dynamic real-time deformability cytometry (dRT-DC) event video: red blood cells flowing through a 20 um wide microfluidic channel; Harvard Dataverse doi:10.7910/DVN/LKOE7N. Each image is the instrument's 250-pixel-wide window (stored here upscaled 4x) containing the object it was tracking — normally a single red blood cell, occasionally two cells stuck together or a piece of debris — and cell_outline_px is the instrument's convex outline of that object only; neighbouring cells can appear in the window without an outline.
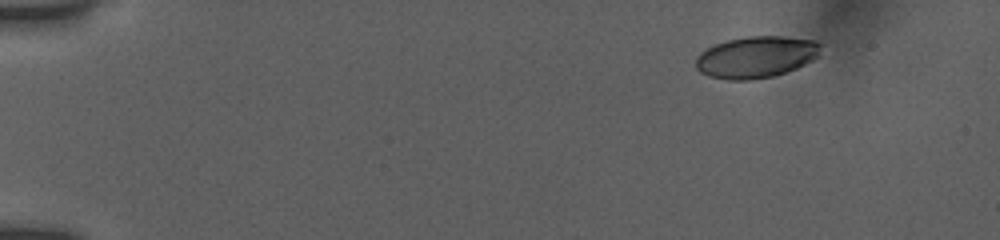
{"species": "human", "species_latin": "Homo sapiens", "temperature_condition": "room temperature", "stored_images_in_passage": 32, "camera_frame_rate_fps": 3000, "um_per_image_px": 0.085, "donor": {"sex": "female"}, "frame": {"image": 1, "passage_image": 1, "time_ms": 0.0, "image_size_px": [1000, 240], "cell_outline_px": [[820, 44], [816, 56], [812, 60], [796, 68], [772, 76], [748, 80], [728, 80], [708, 76], [700, 72], [696, 68], [696, 56], [700, 52], [716, 44], [728, 40], [748, 36], [784, 36], [816, 40]], "centroid_in_image_um": [64.23, 4.84], "position_along_channel_um": 20.8, "area_um2": 30.06}}
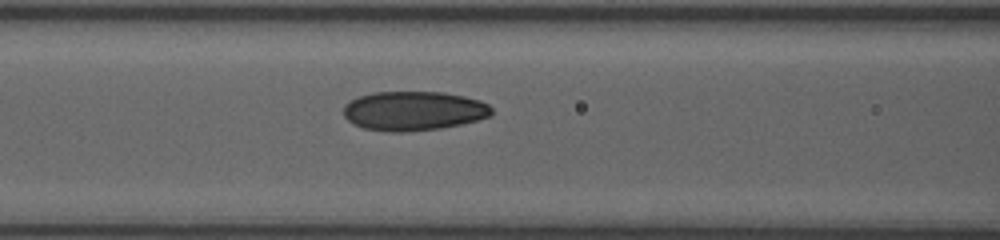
{"frame": {"image": 2, "passage_image": 18, "time_ms": 6.0, "image_size_px": [1000, 240], "cell_outline_px": [[492, 116], [460, 124], [440, 128], [404, 132], [388, 132], [364, 128], [352, 124], [344, 116], [344, 104], [360, 96], [372, 92], [444, 92], [464, 96], [480, 100], [488, 104], [492, 108]], "centroid_in_image_um": [35.16, 9.42], "position_along_channel_um": 131.4, "area_um2": 33.99}}
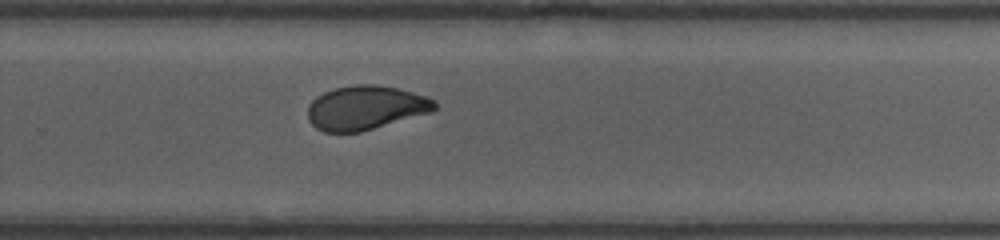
{"frame": {"image": 3, "passage_image": 32, "time_ms": 10.333, "image_size_px": [1000, 240], "cell_outline_px": [[436, 108], [432, 112], [360, 132], [324, 132], [316, 128], [308, 120], [308, 104], [316, 96], [324, 92], [336, 88], [356, 84], [376, 84], [396, 88], [412, 92], [424, 96], [432, 100], [436, 104]], "centroid_in_image_um": [31.04, 9.16], "position_along_channel_um": 298.8, "area_um2": 32.48}}